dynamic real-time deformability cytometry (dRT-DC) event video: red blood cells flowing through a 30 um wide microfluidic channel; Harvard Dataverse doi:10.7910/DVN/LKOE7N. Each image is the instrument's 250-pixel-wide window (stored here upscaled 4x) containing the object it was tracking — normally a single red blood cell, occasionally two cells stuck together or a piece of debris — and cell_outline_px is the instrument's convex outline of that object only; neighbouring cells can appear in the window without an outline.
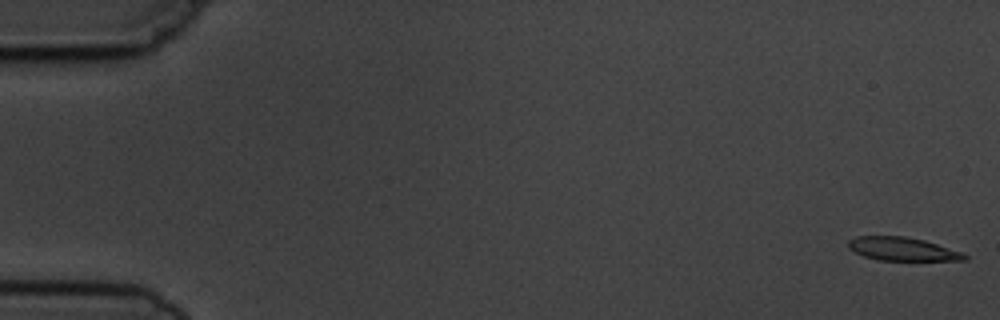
{"species": "common noctule bat (a hibernating species)", "species_latin": "Nyctalus noctula", "temperature_condition": "cold", "stored_images_in_passage": 6, "camera_frame_rate_fps": 3000, "um_per_image_px": 0.085, "animal": {"sex": "male", "body_mass_g": 19.5, "forearm_length_mm": 54.6}, "frame": {"image": 1, "passage_image": 1, "time_ms": 0.0, "image_size_px": [1000, 320], "cell_outline_px": [[968, 260], [880, 260], [864, 256], [848, 248], [848, 240], [856, 236], [904, 236], [924, 240], [960, 252], [968, 256]], "centroid_in_image_um": [76.67, 21.16], "position_along_channel_um": 8.3, "area_um2": 15.61}}
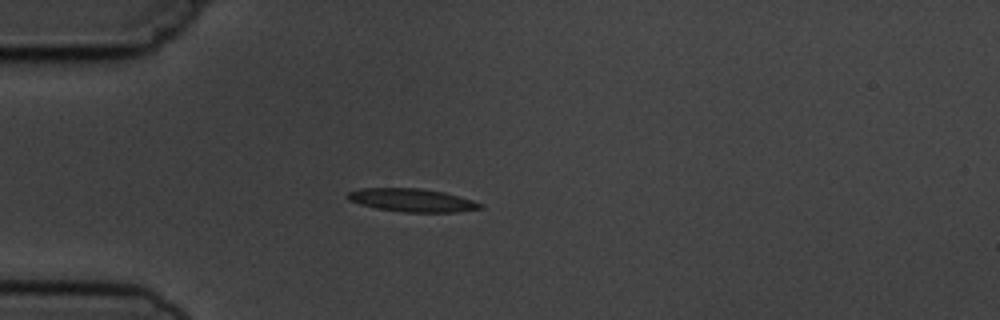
{"frame": {"image": 2, "passage_image": 5, "time_ms": 4.667, "image_size_px": [1000, 320], "cell_outline_px": [[484, 208], [456, 212], [404, 212], [376, 208], [360, 204], [348, 200], [348, 192], [360, 188], [420, 188], [444, 192], [460, 196], [484, 204]], "centroid_in_image_um": [35.06, 17.01], "position_along_channel_um": 49.9, "area_um2": 17.92}}